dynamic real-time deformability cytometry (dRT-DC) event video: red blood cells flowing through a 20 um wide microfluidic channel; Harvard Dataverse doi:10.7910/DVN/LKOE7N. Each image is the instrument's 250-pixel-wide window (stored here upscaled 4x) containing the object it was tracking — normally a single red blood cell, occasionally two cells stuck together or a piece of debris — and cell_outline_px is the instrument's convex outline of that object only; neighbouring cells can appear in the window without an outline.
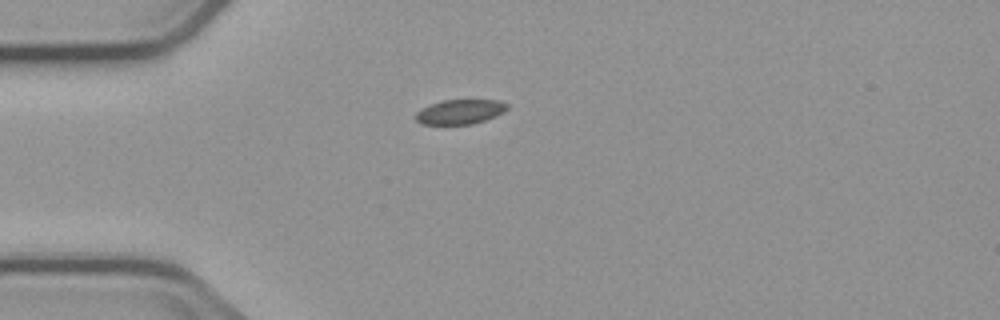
{"species": "common noctule bat (a hibernating species)", "species_latin": "Nyctalus noctula", "temperature_condition": "cold", "stored_images_in_passage": 3, "camera_frame_rate_fps": 3000, "um_per_image_px": 0.085, "animal": {"sex": "male", "body_mass_g": 23.1, "forearm_length_mm": 52.7}, "frame": {"image": 1, "passage_image": 1, "time_ms": 0.0, "image_size_px": [1000, 320], "cell_outline_px": [[508, 108], [504, 112], [496, 116], [472, 124], [420, 124], [416, 120], [416, 112], [420, 108], [428, 104], [440, 100], [500, 100], [508, 104]], "centroid_in_image_um": [39.08, 9.49], "position_along_channel_um": 45.9, "area_um2": 13.29}}
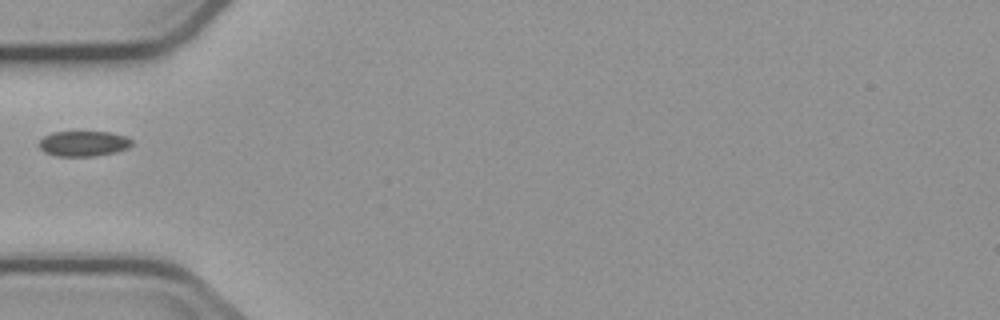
{"frame": {"image": 2, "passage_image": 2, "time_ms": 1.333, "image_size_px": [1000, 320], "cell_outline_px": [[132, 144], [128, 148], [116, 152], [92, 156], [56, 156], [44, 152], [40, 148], [40, 140], [44, 136], [52, 132], [108, 132], [124, 136], [132, 140]], "centroid_in_image_um": [7.09, 12.21], "position_along_channel_um": 77.9, "area_um2": 13.58}}
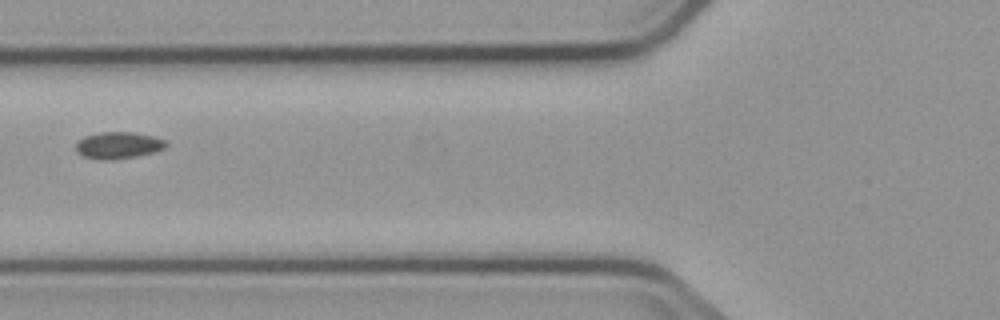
{"frame": {"image": 3, "passage_image": 3, "time_ms": 2.333, "image_size_px": [1000, 320], "cell_outline_px": [[168, 144], [164, 148], [156, 152], [116, 160], [96, 160], [84, 156], [76, 152], [76, 140], [84, 136], [100, 132], [132, 132], [152, 136], [164, 140]], "centroid_in_image_um": [10.02, 12.36], "position_along_channel_um": 115.8, "area_um2": 14.28}}